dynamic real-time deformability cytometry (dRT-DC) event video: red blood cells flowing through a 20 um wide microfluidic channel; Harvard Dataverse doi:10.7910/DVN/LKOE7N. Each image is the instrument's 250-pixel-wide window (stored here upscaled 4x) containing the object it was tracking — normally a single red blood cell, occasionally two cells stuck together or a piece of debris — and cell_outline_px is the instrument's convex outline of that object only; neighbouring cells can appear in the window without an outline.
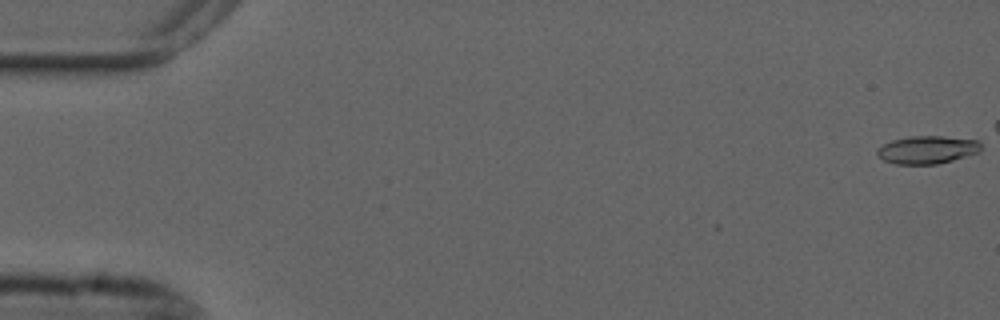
{"species": "common noctule bat (a hibernating species)", "species_latin": "Nyctalus noctula", "temperature_condition": "cold", "stored_images_in_passage": 46, "camera_frame_rate_fps": 3000, "um_per_image_px": 0.085, "animal": {"sex": "male", "forearm_length_mm": 52.5}, "frame": {"image": 1, "passage_image": 1, "time_ms": 0.0, "image_size_px": [1000, 320], "cell_outline_px": [[980, 152], [952, 160], [936, 164], [896, 164], [884, 160], [876, 152], [884, 144], [892, 140], [908, 136], [944, 136], [980, 140]], "centroid_in_image_um": [78.85, 12.72], "position_along_channel_um": 6.2, "area_um2": 16.76}}
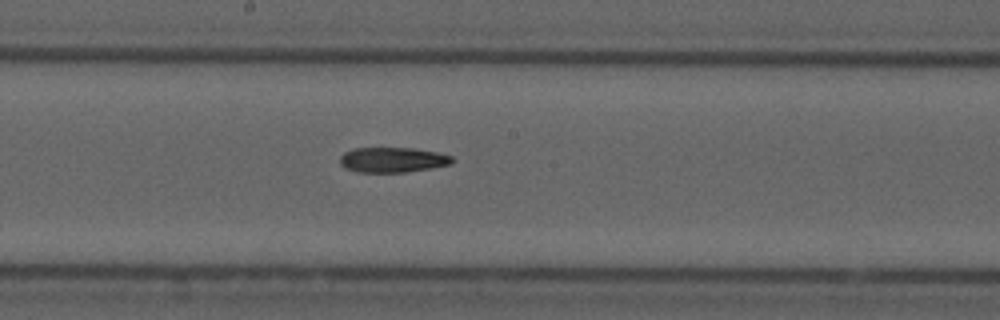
{"frame": {"image": 2, "passage_image": 30, "time_ms": 9.667, "image_size_px": [1000, 320], "cell_outline_px": [[452, 164], [432, 168], [404, 172], [356, 172], [344, 168], [340, 164], [340, 156], [344, 152], [352, 148], [412, 148], [436, 152], [452, 156]], "centroid_in_image_um": [33.33, 13.59], "position_along_channel_um": 214.9, "area_um2": 16.47}}
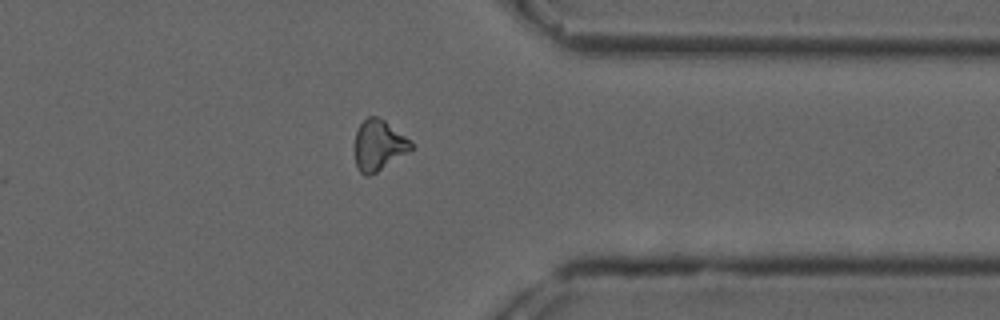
{"frame": {"image": 3, "passage_image": 44, "time_ms": 14.333, "image_size_px": [1000, 320], "cell_outline_px": [[412, 148], [408, 152], [376, 172], [368, 176], [364, 176], [360, 172], [356, 164], [352, 148], [356, 132], [360, 124], [368, 116], [376, 116], [384, 120], [404, 136], [412, 144]], "centroid_in_image_um": [32.11, 12.36], "position_along_channel_um": 379.3, "area_um2": 16.53}}